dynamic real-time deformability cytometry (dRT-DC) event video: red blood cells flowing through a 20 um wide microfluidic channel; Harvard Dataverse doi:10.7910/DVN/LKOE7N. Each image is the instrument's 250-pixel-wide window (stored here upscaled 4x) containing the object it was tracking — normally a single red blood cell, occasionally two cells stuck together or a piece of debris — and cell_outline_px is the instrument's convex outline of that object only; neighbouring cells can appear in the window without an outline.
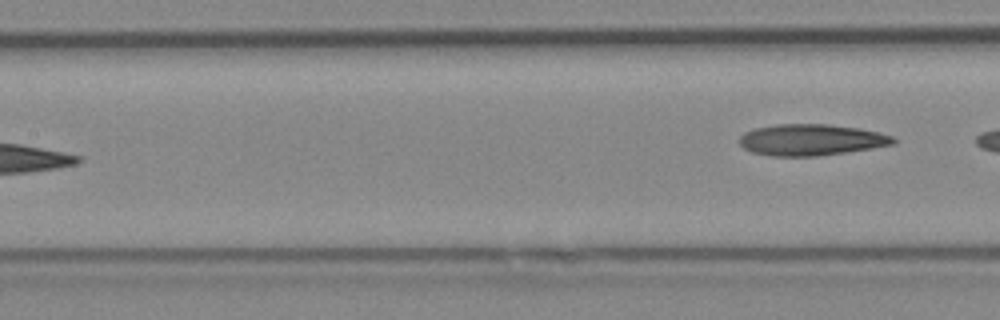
{"species": "Egyptian fruit bat (a non-hibernating species)", "species_latin": "Rousettus aegyptiacus", "temperature_condition": "cold", "stored_images_in_passage": 7, "segment_of_instrument_passage": [2, 2], "camera_frame_rate_fps": 3000, "um_per_image_px": 0.085, "animal": {"sex": "female"}, "frame": {"image": 1, "passage_image": 7, "time_ms": 2.0, "image_size_px": [1000, 320], "cell_outline_px": [[896, 144], [872, 148], [816, 156], [772, 156], [752, 152], [744, 148], [740, 144], [740, 136], [744, 132], [756, 128], [776, 124], [828, 124], [856, 128], [876, 132], [892, 136], [896, 140]], "centroid_in_image_um": [68.93, 11.88], "position_along_channel_um": 138.5, "area_um2": 27.86}}